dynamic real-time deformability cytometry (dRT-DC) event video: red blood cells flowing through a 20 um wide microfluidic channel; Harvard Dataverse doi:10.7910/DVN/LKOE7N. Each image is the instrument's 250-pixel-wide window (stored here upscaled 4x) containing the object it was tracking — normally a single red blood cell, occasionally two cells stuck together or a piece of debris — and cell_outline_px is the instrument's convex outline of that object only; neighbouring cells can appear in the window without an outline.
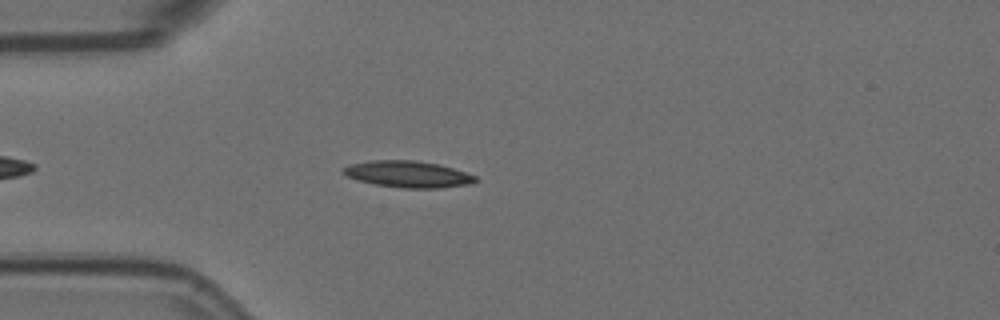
{"species": "Egyptian fruit bat (a non-hibernating species)", "species_latin": "Rousettus aegyptiacus", "temperature_condition": "room temperature", "stored_images_in_passage": 2, "camera_frame_rate_fps": 3000, "um_per_image_px": 0.085, "animal": {"sex": "female"}, "frame": {"image": 1, "passage_image": 1, "time_ms": 0.0, "image_size_px": [1000, 320], "cell_outline_px": [[476, 180], [472, 184], [440, 188], [400, 188], [376, 184], [356, 180], [344, 176], [340, 172], [340, 168], [352, 164], [368, 160], [416, 160], [440, 164], [476, 176]], "centroid_in_image_um": [34.61, 14.8], "position_along_channel_um": 50.4, "area_um2": 20.69}}